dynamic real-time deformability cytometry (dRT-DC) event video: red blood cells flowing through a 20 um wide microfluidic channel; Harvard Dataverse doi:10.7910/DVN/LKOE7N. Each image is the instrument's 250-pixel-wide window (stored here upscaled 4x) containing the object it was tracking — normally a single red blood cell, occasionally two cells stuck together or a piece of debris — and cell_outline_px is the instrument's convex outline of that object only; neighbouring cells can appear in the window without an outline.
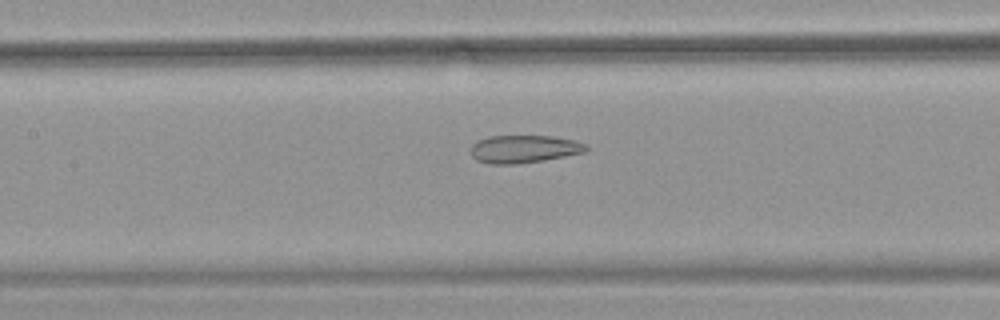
{"species": "common noctule bat (a hibernating species)", "species_latin": "Nyctalus noctula", "temperature_condition": "warm", "stored_images_in_passage": 40, "camera_frame_rate_fps": 3000, "um_per_image_px": 0.085, "animal": {"sex": "female", "body_mass_g": 18.4}, "frame": {"image": 1, "passage_image": 14, "time_ms": 4.333, "image_size_px": [1000, 320], "cell_outline_px": [[588, 148], [584, 152], [544, 160], [516, 164], [488, 164], [476, 160], [472, 156], [472, 144], [488, 136], [552, 136], [576, 140], [588, 144]], "centroid_in_image_um": [44.56, 12.66], "position_along_channel_um": 162.8, "area_um2": 18.67}}
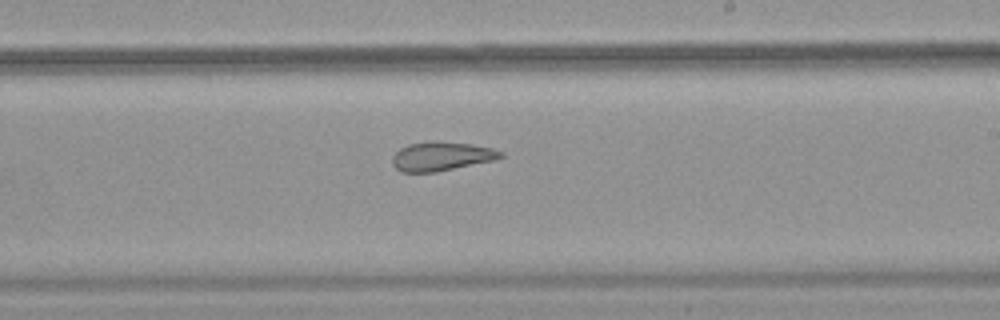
{"frame": {"image": 2, "passage_image": 21, "time_ms": 6.667, "image_size_px": [1000, 320], "cell_outline_px": [[504, 156], [496, 160], [436, 172], [400, 172], [392, 164], [392, 156], [400, 148], [408, 144], [472, 144], [492, 148], [504, 152]], "centroid_in_image_um": [37.55, 13.34], "position_along_channel_um": 251.5, "area_um2": 17.63}}
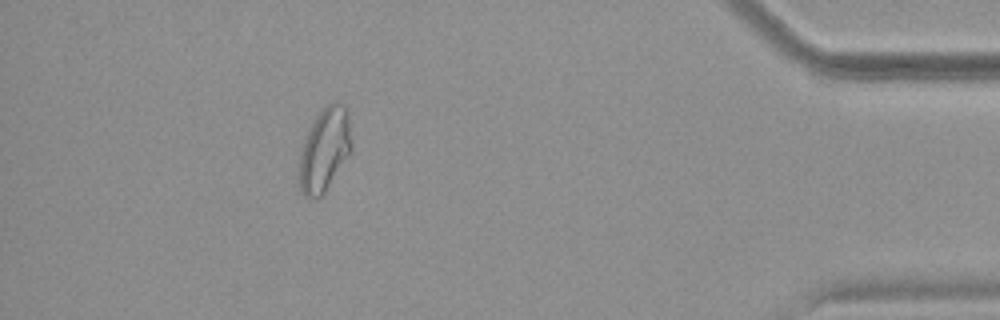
{"frame": {"image": 3, "passage_image": 37, "time_ms": 12.0, "image_size_px": [1000, 320], "cell_outline_px": [[352, 152], [324, 192], [320, 196], [304, 196], [296, 180], [300, 152], [304, 140], [316, 116], [328, 104], [344, 104], [348, 120], [352, 148]], "centroid_in_image_um": [27.55, 12.78], "position_along_channel_um": 407.6, "area_um2": 25.14}, "authors_computed_cell_mechanics": {"area_um2": 20.4323, "velocity_mm_per_s": 3.8152, "shape_relaxation_time_tau1_ms": null, "shape_relaxation_time_tau2_ms": 1.6952, "deformation_change_tau1": null, "deformation_change_tau2": 0.0955}}